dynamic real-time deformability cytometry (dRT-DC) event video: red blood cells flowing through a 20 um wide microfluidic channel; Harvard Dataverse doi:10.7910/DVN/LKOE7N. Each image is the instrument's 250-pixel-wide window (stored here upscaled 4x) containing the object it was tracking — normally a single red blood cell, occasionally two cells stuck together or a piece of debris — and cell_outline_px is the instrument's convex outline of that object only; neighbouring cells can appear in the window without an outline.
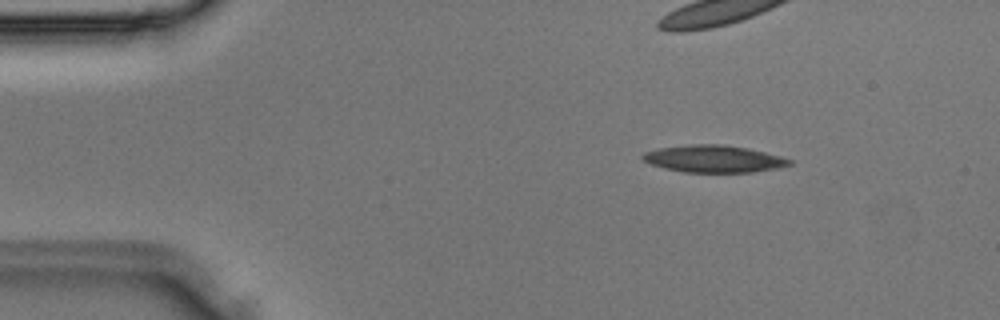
{"species": "Egyptian fruit bat (a non-hibernating species)", "species_latin": "Rousettus aegyptiacus", "temperature_condition": "room temperature", "stored_images_in_passage": 4, "camera_frame_rate_fps": 3000, "um_per_image_px": 0.085, "animal": {"sex": "male"}, "frame": {"image": 1, "passage_image": 2, "time_ms": 0.333, "image_size_px": [1000, 320], "cell_outline_px": [[792, 164], [776, 168], [752, 172], [684, 172], [664, 168], [652, 164], [644, 160], [640, 156], [644, 152], [660, 148], [688, 144], [724, 144], [748, 148], [780, 156], [792, 160]], "centroid_in_image_um": [60.66, 13.49], "position_along_channel_um": 24.3, "area_um2": 23.12}}